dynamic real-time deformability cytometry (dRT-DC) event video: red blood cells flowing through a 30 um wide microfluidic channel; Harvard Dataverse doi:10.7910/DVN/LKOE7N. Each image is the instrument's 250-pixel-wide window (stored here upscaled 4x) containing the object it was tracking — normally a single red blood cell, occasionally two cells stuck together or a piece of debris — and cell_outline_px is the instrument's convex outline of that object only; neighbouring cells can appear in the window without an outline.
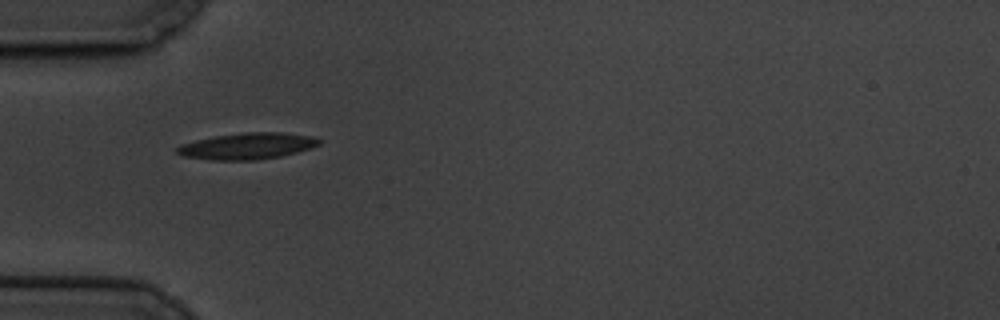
{"species": "common noctule bat (a hibernating species)", "species_latin": "Nyctalus noctula", "temperature_condition": "cold", "stored_images_in_passage": 43, "camera_frame_rate_fps": 3000, "um_per_image_px": 0.085, "animal": {"sex": "male", "body_mass_g": 19.5, "forearm_length_mm": 54.6}, "frame": {"image": 1, "passage_image": 1, "time_ms": 0.0, "image_size_px": [1000, 320], "cell_outline_px": [[320, 144], [296, 152], [280, 156], [252, 160], [212, 160], [184, 156], [176, 152], [176, 148], [180, 144], [196, 140], [216, 136], [244, 132], [284, 132], [312, 136], [320, 140]], "centroid_in_image_um": [21.0, 12.41], "position_along_channel_um": 64.0, "area_um2": 21.62}}
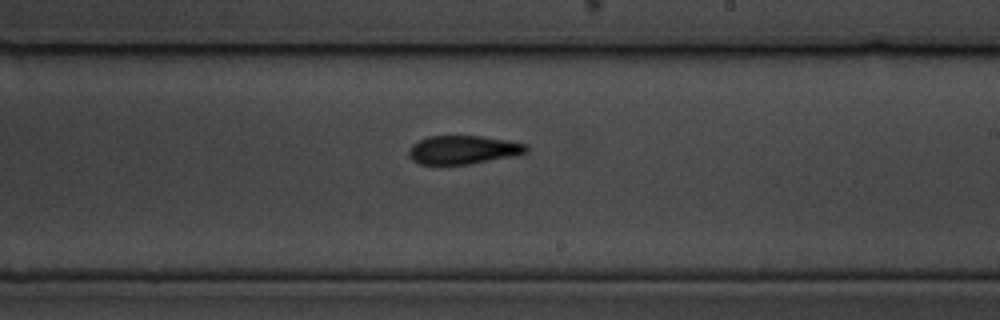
{"frame": {"image": 2, "passage_image": 18, "time_ms": 5.667, "image_size_px": [1000, 320], "cell_outline_px": [[528, 152], [516, 156], [468, 164], [420, 164], [412, 160], [408, 156], [408, 152], [412, 144], [428, 136], [480, 136], [508, 140], [528, 144]], "centroid_in_image_um": [39.4, 12.73], "position_along_channel_um": 249.6, "area_um2": 19.65}}
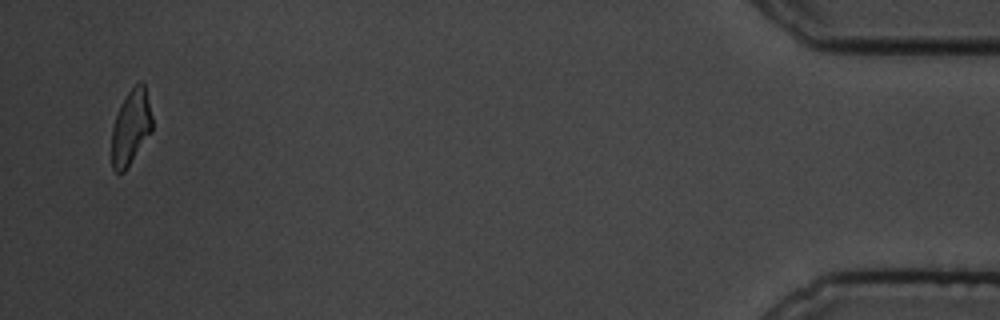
{"frame": {"image": 3, "passage_image": 41, "time_ms": 13.333, "image_size_px": [1000, 320], "cell_outline_px": [[152, 132], [124, 172], [116, 172], [112, 168], [112, 128], [120, 104], [128, 92], [140, 80], [144, 84], [152, 116]], "centroid_in_image_um": [11.13, 10.83], "position_along_channel_um": 424.1, "area_um2": 17.63}, "authors_computed_cell_mechanics": {"area_um2": 19.652, "velocity_mm_per_s": 3.3068, "shape_relaxation_time_tau1_ms": 5.7127, "shape_relaxation_time_tau2_ms": 2.6131, "deformation_change_tau1": 0.1627, "deformation_change_tau2": 0.1008}}